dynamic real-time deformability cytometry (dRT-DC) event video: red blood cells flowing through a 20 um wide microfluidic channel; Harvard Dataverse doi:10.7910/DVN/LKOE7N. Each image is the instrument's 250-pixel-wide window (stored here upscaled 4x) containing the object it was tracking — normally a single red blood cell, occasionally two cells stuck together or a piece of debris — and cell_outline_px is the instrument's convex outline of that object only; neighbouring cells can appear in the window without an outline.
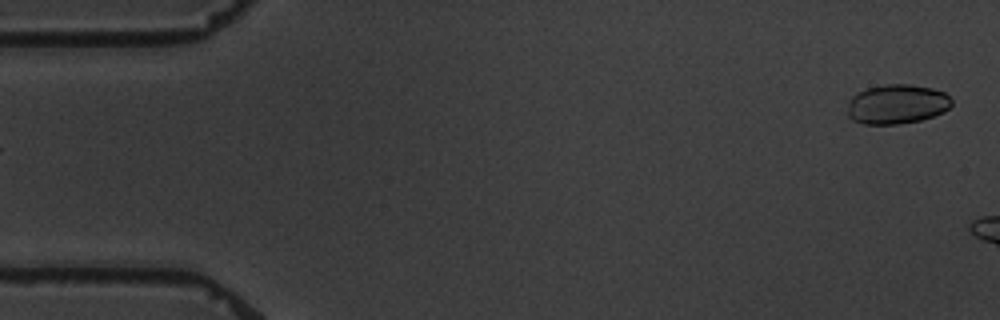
{"species": "common noctule bat (a hibernating species)", "species_latin": "Nyctalus noctula", "temperature_condition": "warm", "stored_images_in_passage": 6, "segment_of_instrument_passage": [2, 2], "camera_frame_rate_fps": 3000, "um_per_image_px": 0.085, "animal": {"sex": "male", "body_mass_g": 19.5, "forearm_length_mm": 54.6}, "frame": {"image": 1, "passage_image": 6, "time_ms": 6.0, "image_size_px": [1000, 320], "cell_outline_px": [[952, 104], [944, 112], [920, 120], [896, 124], [864, 124], [852, 120], [848, 116], [848, 100], [852, 96], [868, 88], [884, 84], [908, 84], [932, 88], [944, 92], [952, 100]], "centroid_in_image_um": [76.23, 8.85], "position_along_channel_um": 8.8, "area_um2": 23.93}}